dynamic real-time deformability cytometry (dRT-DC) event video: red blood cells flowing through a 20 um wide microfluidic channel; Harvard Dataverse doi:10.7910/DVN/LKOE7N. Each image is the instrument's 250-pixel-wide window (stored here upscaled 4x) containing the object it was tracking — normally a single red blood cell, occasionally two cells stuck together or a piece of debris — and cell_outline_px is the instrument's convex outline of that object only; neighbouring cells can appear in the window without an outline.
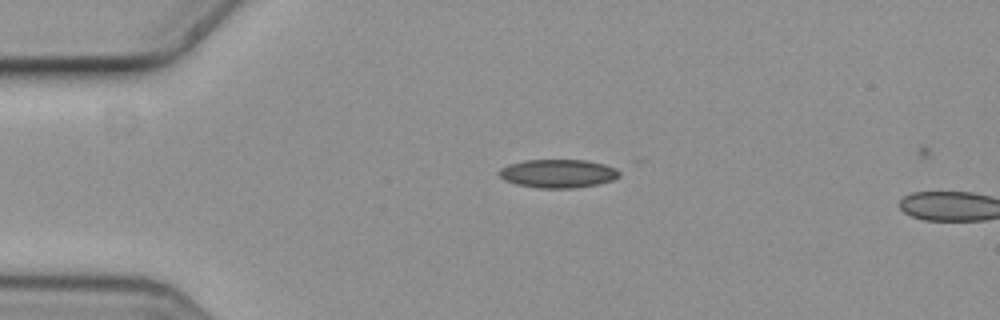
{"species": "common noctule bat (a hibernating species)", "species_latin": "Nyctalus noctula", "temperature_condition": "cold", "stored_images_in_passage": 2, "camera_frame_rate_fps": 3000, "um_per_image_px": 0.085, "animal": {"sex": "female", "body_mass_g": 19.3, "forearm_length_mm": 54.1}, "frame": {"image": 1, "passage_image": 1, "time_ms": 0.0, "image_size_px": [1000, 320], "cell_outline_px": [[620, 176], [612, 180], [596, 184], [572, 188], [540, 188], [516, 184], [504, 180], [496, 172], [500, 168], [508, 164], [524, 160], [588, 160], [604, 164], [616, 168], [620, 172]], "centroid_in_image_um": [47.4, 14.74], "position_along_channel_um": 37.6, "area_um2": 20.0}}